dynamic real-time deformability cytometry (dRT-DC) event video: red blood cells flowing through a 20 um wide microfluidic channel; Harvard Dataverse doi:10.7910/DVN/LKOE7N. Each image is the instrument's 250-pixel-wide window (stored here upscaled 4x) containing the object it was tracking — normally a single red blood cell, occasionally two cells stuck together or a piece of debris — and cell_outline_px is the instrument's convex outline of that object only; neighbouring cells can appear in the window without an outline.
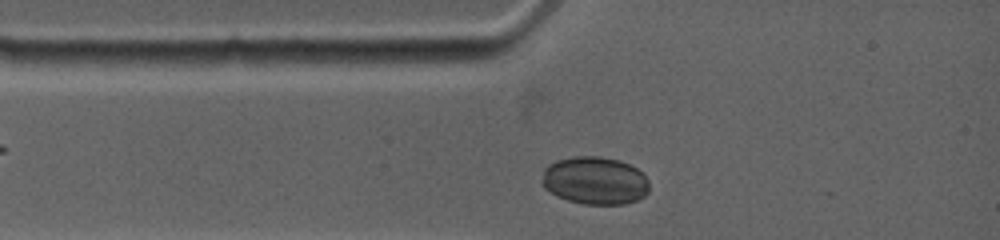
{"species": "common noctule bat (a hibernating species)", "species_latin": "Nyctalus noctula", "temperature_condition": "warm", "stored_images_in_passage": 36, "camera_frame_rate_fps": 4500, "um_per_image_px": 0.085, "animal": {"sex": "female", "body_mass_g": 19.0, "forearm_length_mm": 53.3}, "frame": {"image": 1, "passage_image": 2, "time_ms": 0.444, "image_size_px": [1000, 240], "cell_outline_px": [[648, 192], [644, 196], [636, 200], [624, 204], [584, 204], [568, 200], [556, 196], [544, 188], [540, 180], [544, 168], [548, 164], [556, 160], [576, 156], [600, 156], [620, 160], [644, 172], [648, 180]], "centroid_in_image_um": [50.55, 15.34], "position_along_channel_um": 34.5, "area_um2": 30.23}}
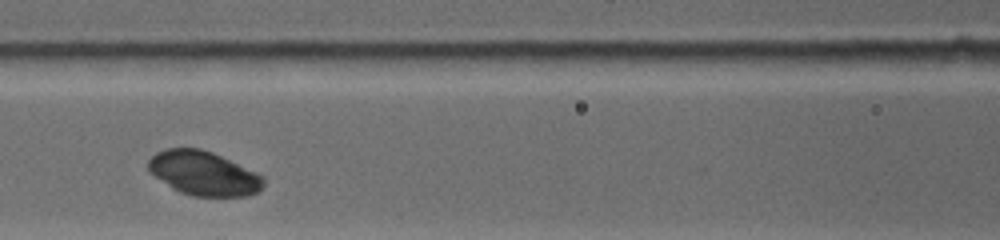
{"frame": {"image": 2, "passage_image": 9, "time_ms": 3.556, "image_size_px": [1000, 240], "cell_outline_px": [[264, 184], [256, 192], [248, 196], [192, 196], [180, 192], [172, 188], [148, 172], [148, 160], [156, 152], [164, 148], [200, 148], [212, 152], [256, 172], [264, 176]], "centroid_in_image_um": [17.27, 14.73], "position_along_channel_um": 149.3, "area_um2": 29.65}}
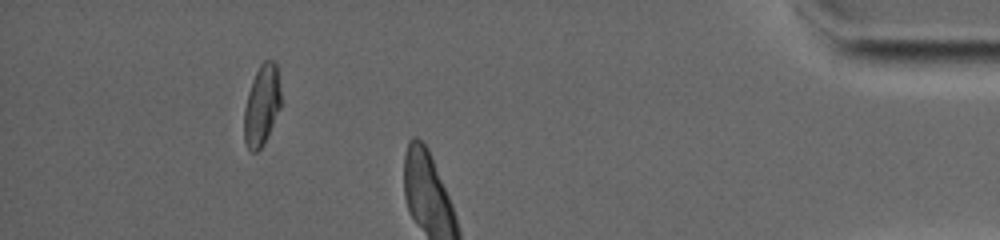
{"frame": {"image": 3, "passage_image": 30, "time_ms": 11.333, "image_size_px": [1000, 240], "cell_outline_px": [[280, 108], [264, 144], [256, 152], [252, 152], [248, 148], [244, 140], [244, 108], [248, 92], [252, 80], [260, 64], [264, 60], [272, 60], [276, 64], [280, 92]], "centroid_in_image_um": [22.23, 8.96], "position_along_channel_um": 413.0, "area_um2": 17.17}, "authors_computed_cell_mechanics": {"area_um2": 29.7092, "velocity_mm_per_s": 3.7389, "shape_relaxation_time_tau1_ms": null, "shape_relaxation_time_tau2_ms": 5.3312, "deformation_change_tau1": null, "deformation_change_tau2": 0.0995}}